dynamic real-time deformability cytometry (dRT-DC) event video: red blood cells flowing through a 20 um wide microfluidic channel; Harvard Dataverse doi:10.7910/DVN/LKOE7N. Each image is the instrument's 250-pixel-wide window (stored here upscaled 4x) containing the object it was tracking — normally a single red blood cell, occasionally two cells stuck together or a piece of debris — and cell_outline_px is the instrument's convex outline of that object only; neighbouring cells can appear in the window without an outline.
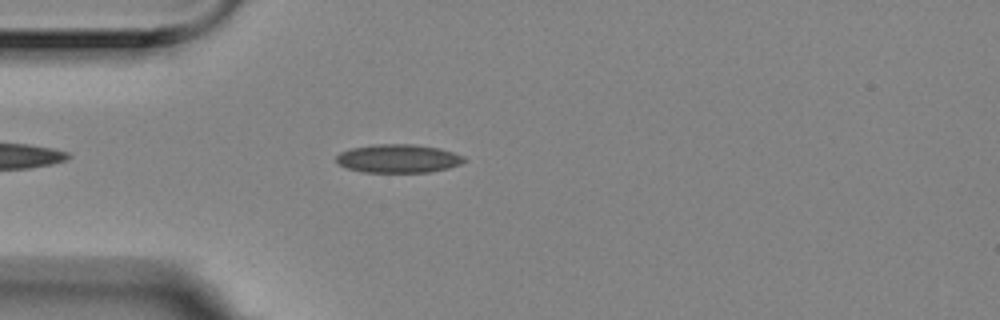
{"species": "Egyptian fruit bat (a non-hibernating species)", "species_latin": "Rousettus aegyptiacus", "temperature_condition": "room temperature", "stored_images_in_passage": 2, "camera_frame_rate_fps": 3000, "um_per_image_px": 0.085, "animal": {"sex": "female"}, "frame": {"image": 1, "passage_image": 2, "time_ms": 0.333, "image_size_px": [1000, 320], "cell_outline_px": [[468, 160], [460, 164], [448, 168], [428, 172], [364, 172], [348, 168], [336, 164], [336, 156], [340, 152], [352, 148], [380, 144], [416, 144], [440, 148], [464, 156]], "centroid_in_image_um": [33.87, 13.47], "position_along_channel_um": 51.1, "area_um2": 21.21}}